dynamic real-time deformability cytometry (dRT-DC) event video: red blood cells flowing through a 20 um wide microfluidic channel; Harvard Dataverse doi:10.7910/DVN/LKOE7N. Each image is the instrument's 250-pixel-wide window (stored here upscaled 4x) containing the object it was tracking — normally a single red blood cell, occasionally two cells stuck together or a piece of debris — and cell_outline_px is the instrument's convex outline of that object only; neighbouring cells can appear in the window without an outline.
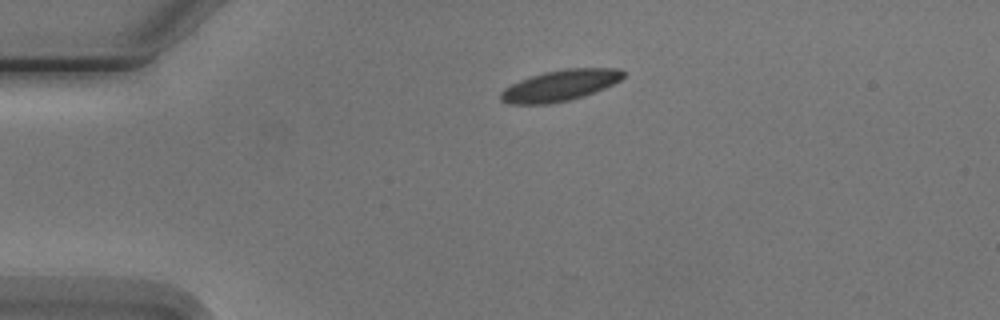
{"species": "Egyptian fruit bat (a non-hibernating species)", "species_latin": "Rousettus aegyptiacus", "temperature_condition": "cold", "stored_images_in_passage": 2, "camera_frame_rate_fps": 3000, "um_per_image_px": 0.085, "animal": {"sex": "male"}, "frame": {"image": 1, "passage_image": 1, "time_ms": 0.0, "image_size_px": [1000, 320], "cell_outline_px": [[624, 76], [620, 80], [604, 88], [584, 96], [568, 100], [548, 104], [508, 104], [500, 100], [500, 92], [504, 88], [520, 80], [544, 72], [564, 68], [620, 68], [624, 72]], "centroid_in_image_um": [47.59, 7.26], "position_along_channel_um": 37.4, "area_um2": 22.14}}